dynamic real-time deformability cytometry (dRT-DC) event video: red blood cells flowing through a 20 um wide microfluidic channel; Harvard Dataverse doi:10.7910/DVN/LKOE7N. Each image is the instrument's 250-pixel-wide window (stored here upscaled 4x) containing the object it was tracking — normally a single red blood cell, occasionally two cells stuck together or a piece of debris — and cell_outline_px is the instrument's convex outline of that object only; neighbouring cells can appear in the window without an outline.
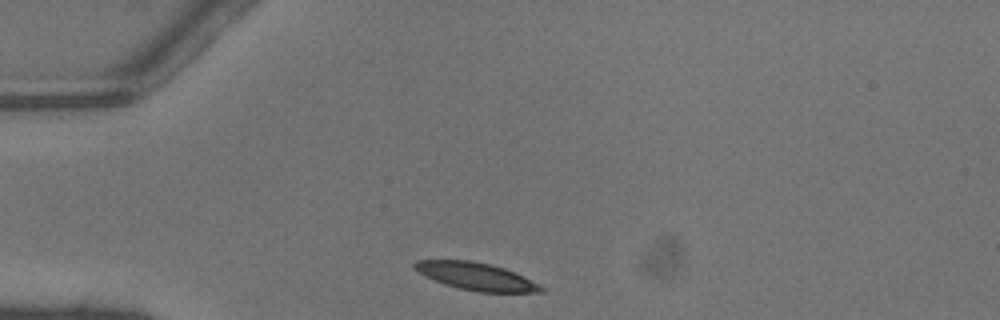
{"species": "common noctule bat (a hibernating species)", "species_latin": "Nyctalus noctula", "temperature_condition": "warm", "stored_images_in_passage": 26, "camera_frame_rate_fps": 3000, "um_per_image_px": 0.085, "animal": {"sex": "male", "body_mass_g": 13.3}, "frame": {"image": 1, "passage_image": 1, "time_ms": 0.0, "image_size_px": [1000, 320], "cell_outline_px": [[544, 292], [480, 292], [460, 288], [444, 284], [424, 276], [412, 268], [412, 264], [416, 260], [472, 260], [504, 268], [524, 276], [540, 284], [544, 288]], "centroid_in_image_um": [40.45, 23.48], "position_along_channel_um": 44.6, "area_um2": 20.29}}
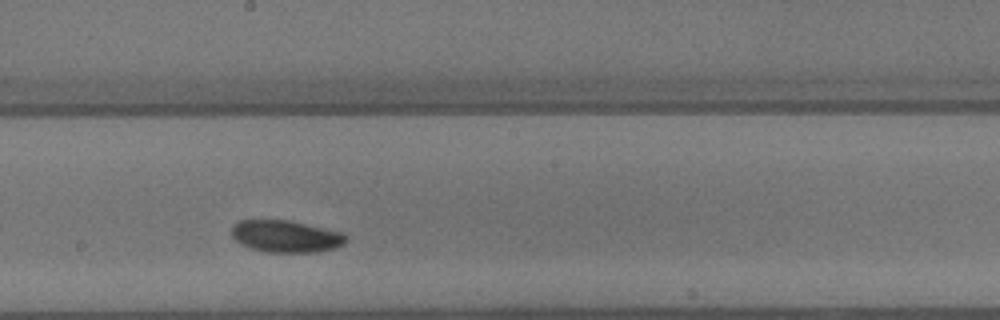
{"frame": {"image": 2, "passage_image": 15, "time_ms": 4.667, "image_size_px": [1000, 320], "cell_outline_px": [[348, 240], [344, 244], [336, 248], [316, 252], [268, 252], [252, 248], [240, 244], [232, 236], [232, 224], [240, 220], [292, 220], [344, 232], [348, 236]], "centroid_in_image_um": [24.35, 20.07], "position_along_channel_um": 223.8, "area_um2": 21.68}}
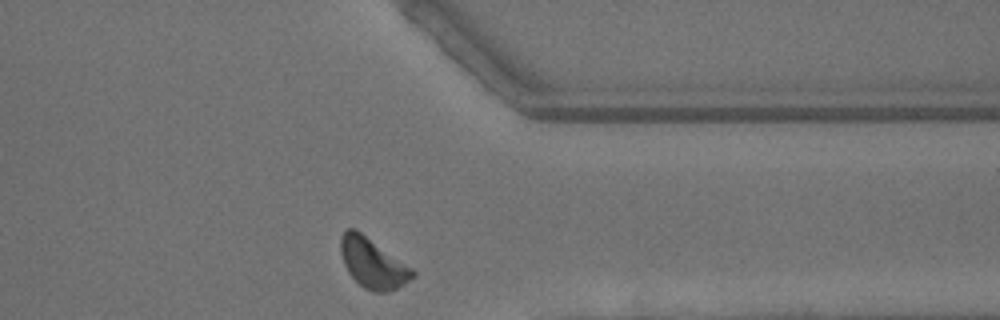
{"frame": {"image": 3, "passage_image": 26, "time_ms": 8.333, "image_size_px": [1000, 320], "cell_outline_px": [[416, 276], [404, 284], [388, 292], [372, 292], [364, 288], [348, 272], [344, 264], [340, 252], [340, 236], [348, 228], [356, 228], [412, 268], [416, 272]], "centroid_in_image_um": [31.68, 22.36], "position_along_channel_um": 379.7, "area_um2": 20.92}, "authors_computed_cell_mechanics": {"area_um2": 20.7502, "velocity_mm_per_s": 4.4099, "shape_relaxation_time_tau1_ms": 2.3525, "shape_relaxation_time_tau2_ms": null, "deformation_change_tau1": 0.1169, "deformation_change_tau2": null}}